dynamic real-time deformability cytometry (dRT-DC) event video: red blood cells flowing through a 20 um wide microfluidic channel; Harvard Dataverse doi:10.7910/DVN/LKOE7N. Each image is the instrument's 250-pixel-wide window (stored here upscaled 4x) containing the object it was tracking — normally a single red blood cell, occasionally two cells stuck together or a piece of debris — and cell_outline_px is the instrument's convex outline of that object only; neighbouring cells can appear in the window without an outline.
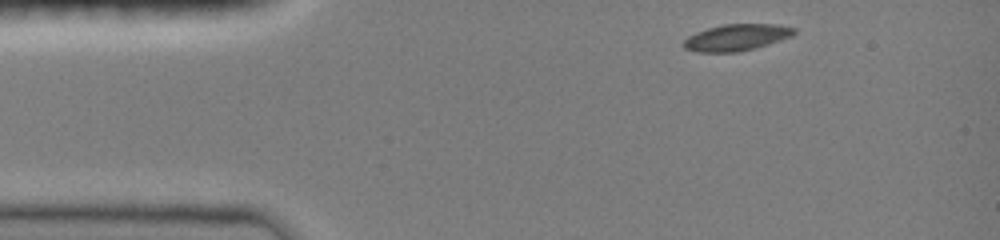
{"species": "common noctule bat (a hibernating species)", "species_latin": "Nyctalus noctula", "temperature_condition": "room temperature", "stored_images_in_passage": 30, "camera_frame_rate_fps": 3000, "um_per_image_px": 0.085, "animal": {"sex": "female", "body_mass_g": 19.0, "forearm_length_mm": 51.5}, "frame": {"image": 1, "passage_image": 1, "time_ms": 0.0, "image_size_px": [1000, 240], "cell_outline_px": [[796, 32], [792, 36], [756, 48], [740, 52], [696, 52], [684, 48], [684, 40], [688, 36], [696, 32], [708, 28], [724, 24], [780, 24], [796, 28]], "centroid_in_image_um": [62.63, 3.18], "position_along_channel_um": 22.4, "area_um2": 17.17}}
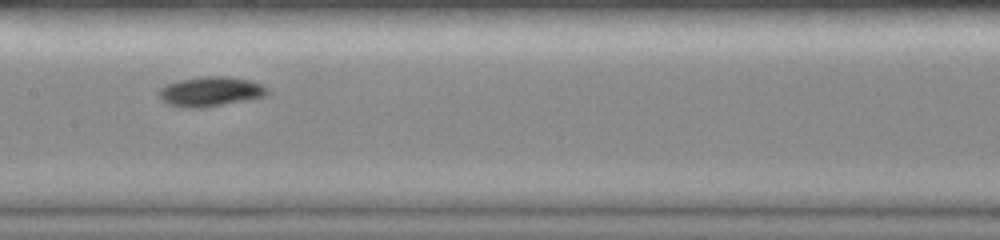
{"frame": {"image": 2, "passage_image": 16, "time_ms": 5.667, "image_size_px": [1000, 240], "cell_outline_px": [[268, 92], [264, 96], [248, 100], [204, 108], [184, 108], [168, 104], [160, 96], [160, 88], [164, 84], [180, 80], [204, 76], [228, 76], [248, 80], [260, 84], [268, 88]], "centroid_in_image_um": [17.89, 7.79], "position_along_channel_um": 189.5, "area_um2": 18.73}}
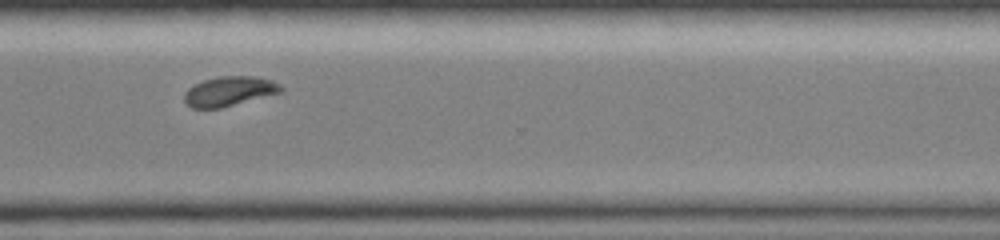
{"frame": {"image": 3, "passage_image": 29, "time_ms": 9.667, "image_size_px": [1000, 240], "cell_outline_px": [[284, 92], [220, 108], [192, 108], [184, 100], [184, 92], [188, 88], [204, 80], [220, 76], [256, 76], [272, 80], [280, 84], [284, 88]], "centroid_in_image_um": [19.54, 7.75], "position_along_channel_um": 351.1, "area_um2": 16.76}}